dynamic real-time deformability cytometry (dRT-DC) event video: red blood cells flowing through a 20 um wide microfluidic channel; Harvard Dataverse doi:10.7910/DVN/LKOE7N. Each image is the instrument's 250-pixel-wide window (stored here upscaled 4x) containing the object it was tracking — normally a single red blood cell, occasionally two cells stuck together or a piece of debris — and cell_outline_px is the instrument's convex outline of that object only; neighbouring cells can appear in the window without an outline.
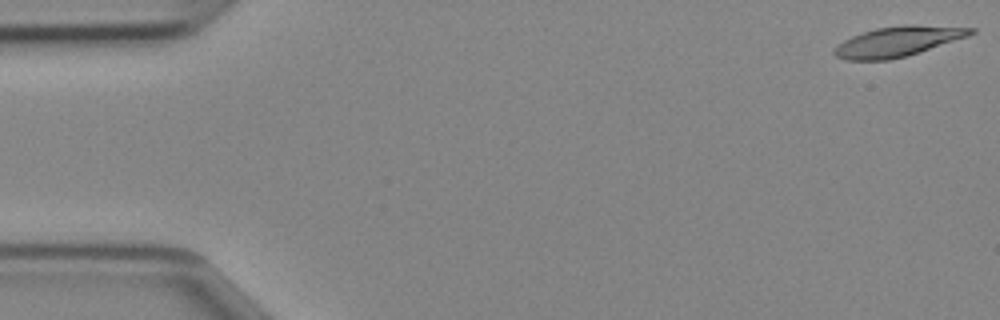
{"species": "Egyptian fruit bat (a non-hibernating species)", "species_latin": "Rousettus aegyptiacus", "temperature_condition": "cold", "stored_images_in_passage": 46, "camera_frame_rate_fps": 3000, "um_per_image_px": 0.085, "animal": {"sex": "female"}, "frame": {"image": 1, "passage_image": 1, "time_ms": 0.0, "image_size_px": [1000, 320], "cell_outline_px": [[976, 32], [968, 36], [920, 52], [888, 60], [844, 60], [836, 56], [832, 52], [844, 40], [852, 36], [876, 28], [904, 24], [912, 24], [976, 28]], "centroid_in_image_um": [76.34, 3.52], "position_along_channel_um": 8.7, "area_um2": 23.76}}
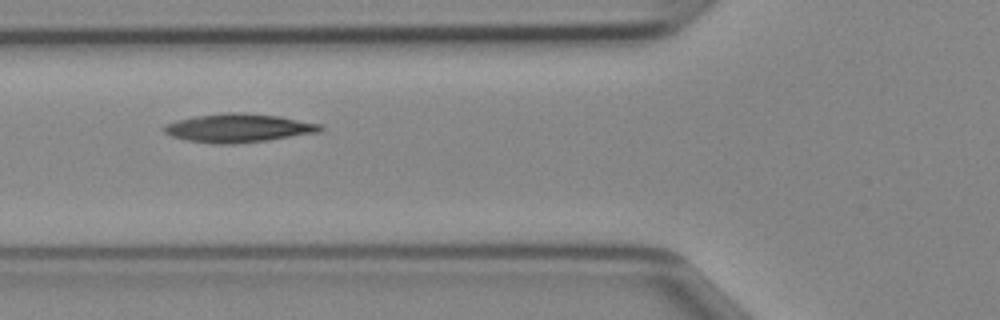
{"frame": {"image": 2, "passage_image": 17, "time_ms": 5.333, "image_size_px": [1000, 320], "cell_outline_px": [[324, 128], [320, 132], [268, 140], [232, 144], [212, 144], [188, 140], [172, 136], [164, 132], [164, 128], [168, 124], [180, 120], [196, 116], [228, 112], [244, 112], [280, 116], [320, 124]], "centroid_in_image_um": [20.32, 10.88], "position_along_channel_um": 105.5, "area_um2": 25.78}}
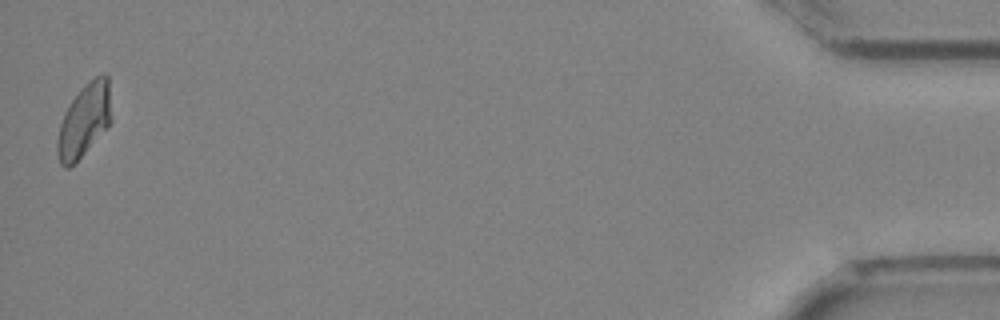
{"frame": {"image": 3, "passage_image": 46, "time_ms": 15.0, "image_size_px": [1000, 320], "cell_outline_px": [[112, 120], [108, 128], [68, 168], [64, 168], [60, 164], [56, 152], [56, 140], [60, 124], [64, 112], [72, 100], [96, 76], [104, 72], [108, 76]], "centroid_in_image_um": [7.16, 10.26], "position_along_channel_um": 428.0, "area_um2": 22.72}}